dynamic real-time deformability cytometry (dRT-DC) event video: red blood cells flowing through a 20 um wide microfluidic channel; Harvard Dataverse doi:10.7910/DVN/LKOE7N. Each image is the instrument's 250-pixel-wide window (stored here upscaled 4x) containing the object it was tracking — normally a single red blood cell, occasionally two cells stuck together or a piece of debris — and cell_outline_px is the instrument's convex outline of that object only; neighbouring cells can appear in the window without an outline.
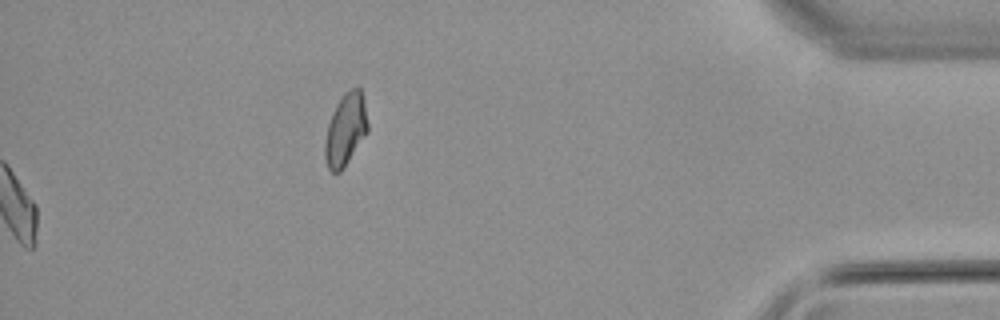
{"species": "common noctule bat (a hibernating species)", "species_latin": "Nyctalus noctula", "temperature_condition": "warm", "stored_images_in_passage": 55, "camera_frame_rate_fps": 3000, "um_per_image_px": 0.085, "animal": {"sex": "male", "body_mass_g": 21.5, "forearm_length_mm": 52.0}, "frame": {"image": 1, "passage_image": 55, "time_ms": 18.0, "image_size_px": [1000, 320], "cell_outline_px": [[368, 132], [340, 172], [332, 172], [328, 168], [324, 156], [324, 140], [328, 124], [332, 112], [336, 104], [352, 88], [360, 88], [364, 100], [368, 124]], "centroid_in_image_um": [29.36, 11.04], "position_along_channel_um": 405.8, "area_um2": 17.8}, "authors_computed_cell_mechanics": {"area_um2": 18.5538, "velocity_mm_per_s": 3.815, "shape_relaxation_time_tau1_ms": null, "shape_relaxation_time_tau2_ms": 6.318, "deformation_change_tau1": null, "deformation_change_tau2": 0.1608}}